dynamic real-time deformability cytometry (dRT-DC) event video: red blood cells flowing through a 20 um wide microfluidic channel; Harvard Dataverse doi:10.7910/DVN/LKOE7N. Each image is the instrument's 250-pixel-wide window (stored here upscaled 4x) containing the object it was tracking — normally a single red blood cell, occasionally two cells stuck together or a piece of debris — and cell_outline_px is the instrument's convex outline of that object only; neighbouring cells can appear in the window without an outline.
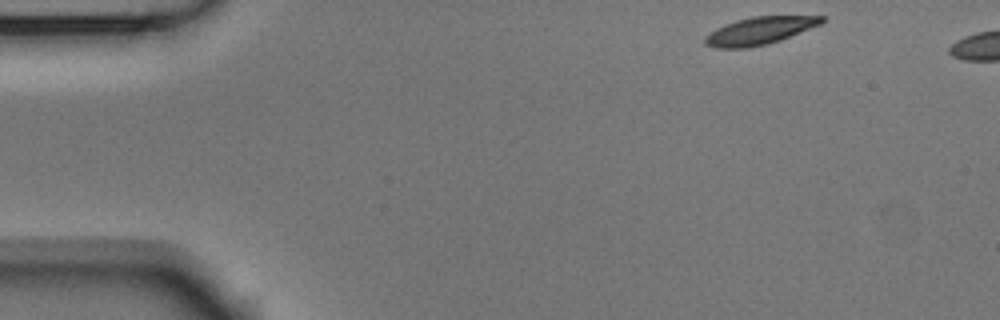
{"species": "Egyptian fruit bat (a non-hibernating species)", "species_latin": "Rousettus aegyptiacus", "temperature_condition": "room temperature", "stored_images_in_passage": 46, "camera_frame_rate_fps": 3000, "um_per_image_px": 0.085, "animal": {"sex": "male"}, "frame": {"image": 1, "passage_image": 1, "time_ms": 0.0, "image_size_px": [1000, 320], "cell_outline_px": [[824, 20], [820, 24], [780, 40], [768, 44], [748, 48], [716, 48], [704, 44], [704, 36], [716, 28], [724, 24], [736, 20], [752, 16], [824, 16]], "centroid_in_image_um": [64.5, 2.62], "position_along_channel_um": 20.5, "area_um2": 18.67}}
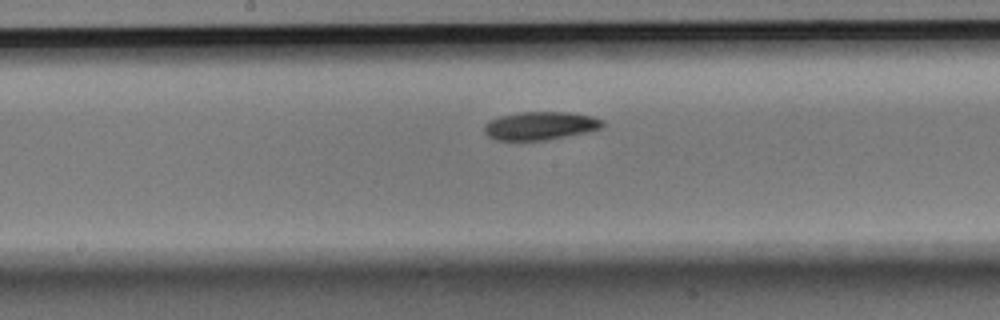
{"frame": {"image": 2, "passage_image": 23, "time_ms": 7.333, "image_size_px": [1000, 320], "cell_outline_px": [[604, 124], [600, 128], [588, 132], [548, 140], [496, 140], [488, 136], [484, 132], [484, 124], [488, 120], [500, 116], [520, 112], [568, 112], [592, 116], [604, 120]], "centroid_in_image_um": [45.92, 10.69], "position_along_channel_um": 202.3, "area_um2": 19.59}}
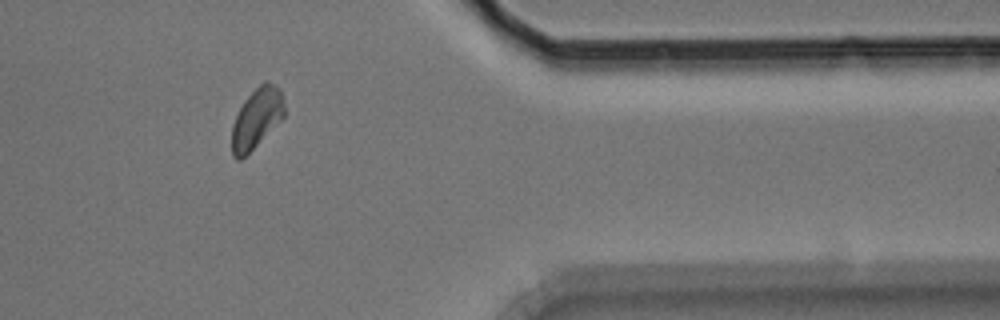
{"frame": {"image": 3, "passage_image": 40, "time_ms": 13.0, "image_size_px": [1000, 320], "cell_outline_px": [[284, 116], [240, 160], [236, 160], [232, 156], [232, 124], [244, 100], [264, 80], [268, 80], [276, 84], [280, 92], [284, 104]], "centroid_in_image_um": [21.79, 10.02], "position_along_channel_um": 389.6, "area_um2": 17.92}, "authors_computed_cell_mechanics": {"area_um2": 19.1896, "velocity_mm_per_s": 3.6502, "shape_relaxation_time_tau1_ms": 3.8096, "shape_relaxation_time_tau2_ms": 7.6133, "deformation_change_tau1": 0.1073, "deformation_change_tau2": 0.1109}}